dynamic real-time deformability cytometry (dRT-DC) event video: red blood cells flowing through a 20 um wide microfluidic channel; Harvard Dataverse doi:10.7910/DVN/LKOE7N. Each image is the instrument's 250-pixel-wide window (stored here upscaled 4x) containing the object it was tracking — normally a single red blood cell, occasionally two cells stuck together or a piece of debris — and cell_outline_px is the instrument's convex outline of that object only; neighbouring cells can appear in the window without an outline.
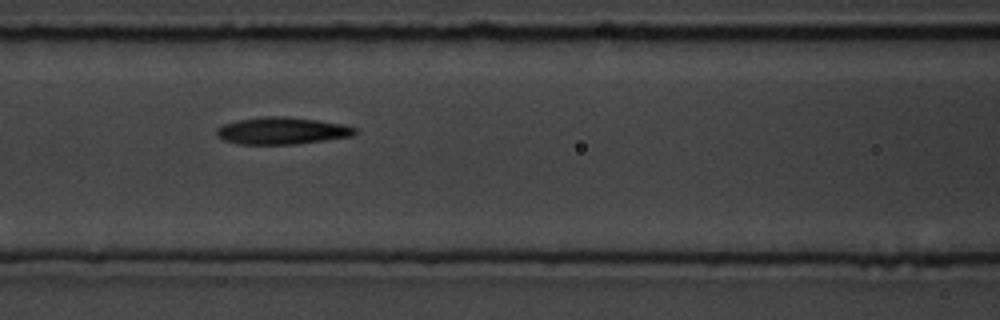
{"species": "common noctule bat (a hibernating species)", "species_latin": "Nyctalus noctula", "temperature_condition": "room temperature", "stored_images_in_passage": 5, "camera_frame_rate_fps": 3000, "um_per_image_px": 0.085, "animal": {"sex": "male", "body_mass_g": 19.5, "forearm_length_mm": 54.6}, "frame": {"image": 1, "passage_image": 3, "time_ms": 2.333, "image_size_px": [1000, 320], "cell_outline_px": [[356, 132], [352, 136], [296, 144], [240, 144], [224, 140], [216, 136], [216, 128], [224, 124], [240, 120], [264, 116], [284, 116], [316, 120], [344, 124], [356, 128]], "centroid_in_image_um": [23.95, 11.11], "position_along_channel_um": 142.6, "area_um2": 21.68}}
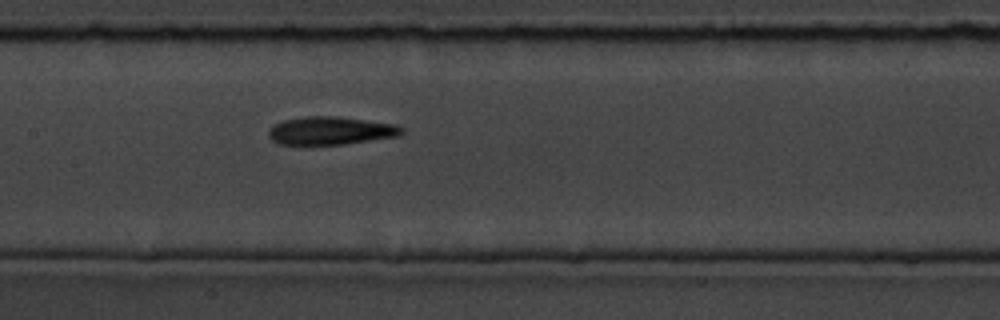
{"frame": {"image": 2, "passage_image": 4, "time_ms": 3.333, "image_size_px": [1000, 320], "cell_outline_px": [[404, 132], [396, 136], [344, 144], [280, 144], [272, 140], [268, 136], [268, 128], [272, 124], [284, 120], [304, 116], [332, 116], [396, 124], [404, 128]], "centroid_in_image_um": [28.05, 11.1], "position_along_channel_um": 179.3, "area_um2": 21.62}}